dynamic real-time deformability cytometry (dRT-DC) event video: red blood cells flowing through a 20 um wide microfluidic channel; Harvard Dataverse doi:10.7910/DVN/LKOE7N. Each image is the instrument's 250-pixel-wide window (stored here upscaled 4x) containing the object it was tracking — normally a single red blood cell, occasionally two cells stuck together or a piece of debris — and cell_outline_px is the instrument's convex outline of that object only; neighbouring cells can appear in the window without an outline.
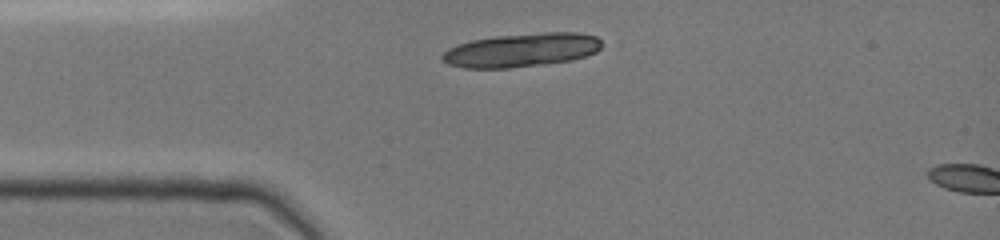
{"species": "common noctule bat (a hibernating species)", "species_latin": "Nyctalus noctula", "temperature_condition": "cold", "stored_images_in_passage": 3, "camera_frame_rate_fps": 3000, "um_per_image_px": 0.085, "animal": {"sex": "female", "body_mass_g": 19.0, "forearm_length_mm": 51.5}, "frame": {"image": 1, "passage_image": 1, "time_ms": 0.0, "image_size_px": [1000, 240], "cell_outline_px": [[608, 44], [596, 52], [572, 60], [544, 64], [508, 68], [464, 68], [448, 64], [440, 60], [440, 56], [448, 48], [472, 40], [496, 36], [544, 32], [580, 32], [596, 36]], "centroid_in_image_um": [44.39, 4.25], "position_along_channel_um": 40.6, "area_um2": 31.67}}